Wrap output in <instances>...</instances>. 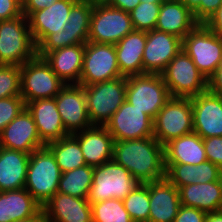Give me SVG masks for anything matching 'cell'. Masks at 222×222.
Listing matches in <instances>:
<instances>
[{"label":"cell","mask_w":222,"mask_h":222,"mask_svg":"<svg viewBox=\"0 0 222 222\" xmlns=\"http://www.w3.org/2000/svg\"><path fill=\"white\" fill-rule=\"evenodd\" d=\"M207 90L215 95L222 96V62L207 79Z\"/></svg>","instance_id":"45"},{"label":"cell","mask_w":222,"mask_h":222,"mask_svg":"<svg viewBox=\"0 0 222 222\" xmlns=\"http://www.w3.org/2000/svg\"><path fill=\"white\" fill-rule=\"evenodd\" d=\"M45 146L52 152L62 173L87 165L79 142L71 134Z\"/></svg>","instance_id":"32"},{"label":"cell","mask_w":222,"mask_h":222,"mask_svg":"<svg viewBox=\"0 0 222 222\" xmlns=\"http://www.w3.org/2000/svg\"><path fill=\"white\" fill-rule=\"evenodd\" d=\"M92 222H134L120 199H107L91 204Z\"/></svg>","instance_id":"35"},{"label":"cell","mask_w":222,"mask_h":222,"mask_svg":"<svg viewBox=\"0 0 222 222\" xmlns=\"http://www.w3.org/2000/svg\"><path fill=\"white\" fill-rule=\"evenodd\" d=\"M16 222H44V218L43 217H33V218L25 219V220H19Z\"/></svg>","instance_id":"50"},{"label":"cell","mask_w":222,"mask_h":222,"mask_svg":"<svg viewBox=\"0 0 222 222\" xmlns=\"http://www.w3.org/2000/svg\"><path fill=\"white\" fill-rule=\"evenodd\" d=\"M94 167L85 165L61 174L58 193L88 198L92 185Z\"/></svg>","instance_id":"33"},{"label":"cell","mask_w":222,"mask_h":222,"mask_svg":"<svg viewBox=\"0 0 222 222\" xmlns=\"http://www.w3.org/2000/svg\"><path fill=\"white\" fill-rule=\"evenodd\" d=\"M180 204L206 213L222 210V177L218 181L179 188Z\"/></svg>","instance_id":"27"},{"label":"cell","mask_w":222,"mask_h":222,"mask_svg":"<svg viewBox=\"0 0 222 222\" xmlns=\"http://www.w3.org/2000/svg\"><path fill=\"white\" fill-rule=\"evenodd\" d=\"M207 213L194 207L181 205L173 222H205Z\"/></svg>","instance_id":"42"},{"label":"cell","mask_w":222,"mask_h":222,"mask_svg":"<svg viewBox=\"0 0 222 222\" xmlns=\"http://www.w3.org/2000/svg\"><path fill=\"white\" fill-rule=\"evenodd\" d=\"M165 163L199 165L207 161L203 138L192 132L164 145Z\"/></svg>","instance_id":"29"},{"label":"cell","mask_w":222,"mask_h":222,"mask_svg":"<svg viewBox=\"0 0 222 222\" xmlns=\"http://www.w3.org/2000/svg\"><path fill=\"white\" fill-rule=\"evenodd\" d=\"M149 222H173L180 204L179 189L166 178L149 182Z\"/></svg>","instance_id":"22"},{"label":"cell","mask_w":222,"mask_h":222,"mask_svg":"<svg viewBox=\"0 0 222 222\" xmlns=\"http://www.w3.org/2000/svg\"><path fill=\"white\" fill-rule=\"evenodd\" d=\"M82 86L90 122L93 126H106L125 101L127 77Z\"/></svg>","instance_id":"4"},{"label":"cell","mask_w":222,"mask_h":222,"mask_svg":"<svg viewBox=\"0 0 222 222\" xmlns=\"http://www.w3.org/2000/svg\"><path fill=\"white\" fill-rule=\"evenodd\" d=\"M78 0H58L50 7L34 11L29 17V28L36 47L49 35L65 30L70 10Z\"/></svg>","instance_id":"18"},{"label":"cell","mask_w":222,"mask_h":222,"mask_svg":"<svg viewBox=\"0 0 222 222\" xmlns=\"http://www.w3.org/2000/svg\"><path fill=\"white\" fill-rule=\"evenodd\" d=\"M55 101L62 123L69 134L93 126L88 116L85 91L82 85H65L56 95Z\"/></svg>","instance_id":"14"},{"label":"cell","mask_w":222,"mask_h":222,"mask_svg":"<svg viewBox=\"0 0 222 222\" xmlns=\"http://www.w3.org/2000/svg\"><path fill=\"white\" fill-rule=\"evenodd\" d=\"M193 132V112L189 97H171L153 119V137L165 145Z\"/></svg>","instance_id":"7"},{"label":"cell","mask_w":222,"mask_h":222,"mask_svg":"<svg viewBox=\"0 0 222 222\" xmlns=\"http://www.w3.org/2000/svg\"><path fill=\"white\" fill-rule=\"evenodd\" d=\"M189 8L199 24H205L222 5V0H179Z\"/></svg>","instance_id":"38"},{"label":"cell","mask_w":222,"mask_h":222,"mask_svg":"<svg viewBox=\"0 0 222 222\" xmlns=\"http://www.w3.org/2000/svg\"><path fill=\"white\" fill-rule=\"evenodd\" d=\"M122 201L134 222H149V182L139 183Z\"/></svg>","instance_id":"34"},{"label":"cell","mask_w":222,"mask_h":222,"mask_svg":"<svg viewBox=\"0 0 222 222\" xmlns=\"http://www.w3.org/2000/svg\"><path fill=\"white\" fill-rule=\"evenodd\" d=\"M37 55L25 15L0 21V65L21 66Z\"/></svg>","instance_id":"2"},{"label":"cell","mask_w":222,"mask_h":222,"mask_svg":"<svg viewBox=\"0 0 222 222\" xmlns=\"http://www.w3.org/2000/svg\"><path fill=\"white\" fill-rule=\"evenodd\" d=\"M198 24L193 12L181 1L165 0L161 3L155 30L183 39Z\"/></svg>","instance_id":"24"},{"label":"cell","mask_w":222,"mask_h":222,"mask_svg":"<svg viewBox=\"0 0 222 222\" xmlns=\"http://www.w3.org/2000/svg\"><path fill=\"white\" fill-rule=\"evenodd\" d=\"M165 0H141V2H148V3H162Z\"/></svg>","instance_id":"51"},{"label":"cell","mask_w":222,"mask_h":222,"mask_svg":"<svg viewBox=\"0 0 222 222\" xmlns=\"http://www.w3.org/2000/svg\"><path fill=\"white\" fill-rule=\"evenodd\" d=\"M61 174L52 152L44 146L30 154L25 189L43 206L57 193Z\"/></svg>","instance_id":"3"},{"label":"cell","mask_w":222,"mask_h":222,"mask_svg":"<svg viewBox=\"0 0 222 222\" xmlns=\"http://www.w3.org/2000/svg\"><path fill=\"white\" fill-rule=\"evenodd\" d=\"M67 46H69V40H67L66 30L59 33L49 34L37 46V56L43 58L47 53Z\"/></svg>","instance_id":"40"},{"label":"cell","mask_w":222,"mask_h":222,"mask_svg":"<svg viewBox=\"0 0 222 222\" xmlns=\"http://www.w3.org/2000/svg\"><path fill=\"white\" fill-rule=\"evenodd\" d=\"M58 0H22V14L27 18L34 12L50 7Z\"/></svg>","instance_id":"44"},{"label":"cell","mask_w":222,"mask_h":222,"mask_svg":"<svg viewBox=\"0 0 222 222\" xmlns=\"http://www.w3.org/2000/svg\"><path fill=\"white\" fill-rule=\"evenodd\" d=\"M205 25L222 39V5L209 18Z\"/></svg>","instance_id":"46"},{"label":"cell","mask_w":222,"mask_h":222,"mask_svg":"<svg viewBox=\"0 0 222 222\" xmlns=\"http://www.w3.org/2000/svg\"><path fill=\"white\" fill-rule=\"evenodd\" d=\"M205 222H222V210L207 213Z\"/></svg>","instance_id":"48"},{"label":"cell","mask_w":222,"mask_h":222,"mask_svg":"<svg viewBox=\"0 0 222 222\" xmlns=\"http://www.w3.org/2000/svg\"><path fill=\"white\" fill-rule=\"evenodd\" d=\"M147 32L133 30L115 44L117 64L122 76L143 74V53Z\"/></svg>","instance_id":"26"},{"label":"cell","mask_w":222,"mask_h":222,"mask_svg":"<svg viewBox=\"0 0 222 222\" xmlns=\"http://www.w3.org/2000/svg\"><path fill=\"white\" fill-rule=\"evenodd\" d=\"M83 2L90 3L91 5L107 4L109 0H80Z\"/></svg>","instance_id":"49"},{"label":"cell","mask_w":222,"mask_h":222,"mask_svg":"<svg viewBox=\"0 0 222 222\" xmlns=\"http://www.w3.org/2000/svg\"><path fill=\"white\" fill-rule=\"evenodd\" d=\"M22 15V0H0V21Z\"/></svg>","instance_id":"43"},{"label":"cell","mask_w":222,"mask_h":222,"mask_svg":"<svg viewBox=\"0 0 222 222\" xmlns=\"http://www.w3.org/2000/svg\"><path fill=\"white\" fill-rule=\"evenodd\" d=\"M43 217L42 206L24 188L0 191V222Z\"/></svg>","instance_id":"23"},{"label":"cell","mask_w":222,"mask_h":222,"mask_svg":"<svg viewBox=\"0 0 222 222\" xmlns=\"http://www.w3.org/2000/svg\"><path fill=\"white\" fill-rule=\"evenodd\" d=\"M182 49V39L153 29L147 32L143 53V74H161Z\"/></svg>","instance_id":"15"},{"label":"cell","mask_w":222,"mask_h":222,"mask_svg":"<svg viewBox=\"0 0 222 222\" xmlns=\"http://www.w3.org/2000/svg\"><path fill=\"white\" fill-rule=\"evenodd\" d=\"M65 85L42 57L36 55L20 66V91L25 105L37 99L55 98Z\"/></svg>","instance_id":"5"},{"label":"cell","mask_w":222,"mask_h":222,"mask_svg":"<svg viewBox=\"0 0 222 222\" xmlns=\"http://www.w3.org/2000/svg\"><path fill=\"white\" fill-rule=\"evenodd\" d=\"M43 58L66 85L80 83L84 44L56 49L47 53Z\"/></svg>","instance_id":"25"},{"label":"cell","mask_w":222,"mask_h":222,"mask_svg":"<svg viewBox=\"0 0 222 222\" xmlns=\"http://www.w3.org/2000/svg\"><path fill=\"white\" fill-rule=\"evenodd\" d=\"M93 5L78 0L71 8L66 30L69 46L88 42Z\"/></svg>","instance_id":"31"},{"label":"cell","mask_w":222,"mask_h":222,"mask_svg":"<svg viewBox=\"0 0 222 222\" xmlns=\"http://www.w3.org/2000/svg\"><path fill=\"white\" fill-rule=\"evenodd\" d=\"M165 167V178L178 189L190 184L218 181L222 177V170L208 160L199 165L165 163Z\"/></svg>","instance_id":"28"},{"label":"cell","mask_w":222,"mask_h":222,"mask_svg":"<svg viewBox=\"0 0 222 222\" xmlns=\"http://www.w3.org/2000/svg\"><path fill=\"white\" fill-rule=\"evenodd\" d=\"M190 99L193 112V132L202 138L222 136V96L207 90Z\"/></svg>","instance_id":"17"},{"label":"cell","mask_w":222,"mask_h":222,"mask_svg":"<svg viewBox=\"0 0 222 222\" xmlns=\"http://www.w3.org/2000/svg\"><path fill=\"white\" fill-rule=\"evenodd\" d=\"M182 49L207 79L222 62V39L205 24H198L182 39Z\"/></svg>","instance_id":"9"},{"label":"cell","mask_w":222,"mask_h":222,"mask_svg":"<svg viewBox=\"0 0 222 222\" xmlns=\"http://www.w3.org/2000/svg\"><path fill=\"white\" fill-rule=\"evenodd\" d=\"M161 3L141 2L129 14L134 30L152 31L155 29Z\"/></svg>","instance_id":"36"},{"label":"cell","mask_w":222,"mask_h":222,"mask_svg":"<svg viewBox=\"0 0 222 222\" xmlns=\"http://www.w3.org/2000/svg\"><path fill=\"white\" fill-rule=\"evenodd\" d=\"M30 154L2 147L0 152V191L25 188Z\"/></svg>","instance_id":"30"},{"label":"cell","mask_w":222,"mask_h":222,"mask_svg":"<svg viewBox=\"0 0 222 222\" xmlns=\"http://www.w3.org/2000/svg\"><path fill=\"white\" fill-rule=\"evenodd\" d=\"M41 141L46 145L70 135L62 123L55 98L37 99L26 104Z\"/></svg>","instance_id":"21"},{"label":"cell","mask_w":222,"mask_h":222,"mask_svg":"<svg viewBox=\"0 0 222 222\" xmlns=\"http://www.w3.org/2000/svg\"><path fill=\"white\" fill-rule=\"evenodd\" d=\"M112 159L126 168L139 183L158 181L166 176L164 146L153 136L114 140Z\"/></svg>","instance_id":"1"},{"label":"cell","mask_w":222,"mask_h":222,"mask_svg":"<svg viewBox=\"0 0 222 222\" xmlns=\"http://www.w3.org/2000/svg\"><path fill=\"white\" fill-rule=\"evenodd\" d=\"M105 127L114 140L143 139L153 136V120L126 100Z\"/></svg>","instance_id":"13"},{"label":"cell","mask_w":222,"mask_h":222,"mask_svg":"<svg viewBox=\"0 0 222 222\" xmlns=\"http://www.w3.org/2000/svg\"><path fill=\"white\" fill-rule=\"evenodd\" d=\"M21 96L20 66L0 65V99Z\"/></svg>","instance_id":"37"},{"label":"cell","mask_w":222,"mask_h":222,"mask_svg":"<svg viewBox=\"0 0 222 222\" xmlns=\"http://www.w3.org/2000/svg\"><path fill=\"white\" fill-rule=\"evenodd\" d=\"M92 180L87 198L90 204L112 198L123 200L139 184L113 159L94 167Z\"/></svg>","instance_id":"6"},{"label":"cell","mask_w":222,"mask_h":222,"mask_svg":"<svg viewBox=\"0 0 222 222\" xmlns=\"http://www.w3.org/2000/svg\"><path fill=\"white\" fill-rule=\"evenodd\" d=\"M133 30L128 12L108 4L93 5L88 42L117 44Z\"/></svg>","instance_id":"11"},{"label":"cell","mask_w":222,"mask_h":222,"mask_svg":"<svg viewBox=\"0 0 222 222\" xmlns=\"http://www.w3.org/2000/svg\"><path fill=\"white\" fill-rule=\"evenodd\" d=\"M123 77L120 73L115 44L86 42L79 85H92Z\"/></svg>","instance_id":"12"},{"label":"cell","mask_w":222,"mask_h":222,"mask_svg":"<svg viewBox=\"0 0 222 222\" xmlns=\"http://www.w3.org/2000/svg\"><path fill=\"white\" fill-rule=\"evenodd\" d=\"M207 160L222 170V136L203 138Z\"/></svg>","instance_id":"41"},{"label":"cell","mask_w":222,"mask_h":222,"mask_svg":"<svg viewBox=\"0 0 222 222\" xmlns=\"http://www.w3.org/2000/svg\"><path fill=\"white\" fill-rule=\"evenodd\" d=\"M71 135L79 142L87 165L96 167L112 160L114 138L105 126H92Z\"/></svg>","instance_id":"20"},{"label":"cell","mask_w":222,"mask_h":222,"mask_svg":"<svg viewBox=\"0 0 222 222\" xmlns=\"http://www.w3.org/2000/svg\"><path fill=\"white\" fill-rule=\"evenodd\" d=\"M25 107L26 105L21 96L0 99V134Z\"/></svg>","instance_id":"39"},{"label":"cell","mask_w":222,"mask_h":222,"mask_svg":"<svg viewBox=\"0 0 222 222\" xmlns=\"http://www.w3.org/2000/svg\"><path fill=\"white\" fill-rule=\"evenodd\" d=\"M171 97H193L207 91V78L181 49L161 73Z\"/></svg>","instance_id":"10"},{"label":"cell","mask_w":222,"mask_h":222,"mask_svg":"<svg viewBox=\"0 0 222 222\" xmlns=\"http://www.w3.org/2000/svg\"><path fill=\"white\" fill-rule=\"evenodd\" d=\"M140 3L141 0H109L107 4L130 13Z\"/></svg>","instance_id":"47"},{"label":"cell","mask_w":222,"mask_h":222,"mask_svg":"<svg viewBox=\"0 0 222 222\" xmlns=\"http://www.w3.org/2000/svg\"><path fill=\"white\" fill-rule=\"evenodd\" d=\"M44 222H92V207L87 198L56 193L42 206Z\"/></svg>","instance_id":"19"},{"label":"cell","mask_w":222,"mask_h":222,"mask_svg":"<svg viewBox=\"0 0 222 222\" xmlns=\"http://www.w3.org/2000/svg\"><path fill=\"white\" fill-rule=\"evenodd\" d=\"M171 98L161 74L145 73L127 77L125 100L152 120Z\"/></svg>","instance_id":"8"},{"label":"cell","mask_w":222,"mask_h":222,"mask_svg":"<svg viewBox=\"0 0 222 222\" xmlns=\"http://www.w3.org/2000/svg\"><path fill=\"white\" fill-rule=\"evenodd\" d=\"M0 144L3 148L27 154L45 146L26 107L2 130Z\"/></svg>","instance_id":"16"}]
</instances>
